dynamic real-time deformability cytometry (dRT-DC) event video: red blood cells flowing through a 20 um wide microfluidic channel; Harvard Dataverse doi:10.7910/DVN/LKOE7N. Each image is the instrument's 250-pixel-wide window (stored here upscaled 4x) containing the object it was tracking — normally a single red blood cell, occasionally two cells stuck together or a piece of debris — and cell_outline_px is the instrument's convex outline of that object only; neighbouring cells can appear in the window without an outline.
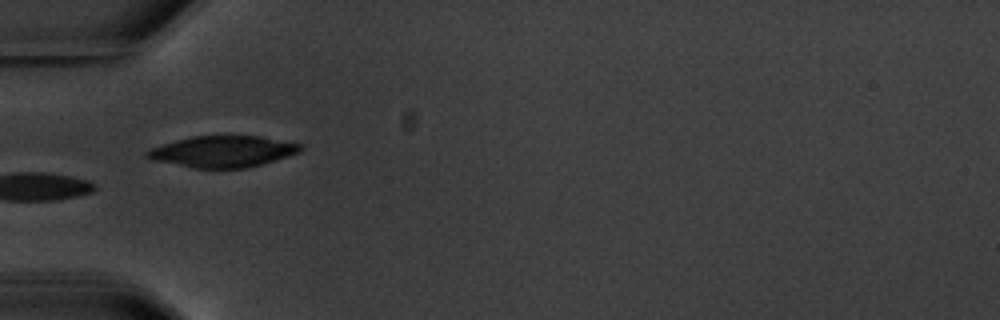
{"species": "common noctule bat (a hibernating species)", "species_latin": "Nyctalus noctula", "temperature_condition": "warm", "stored_images_in_passage": 10, "camera_frame_rate_fps": 3000, "um_per_image_px": 0.085, "animal": {"sex": "male", "body_mass_g": 20.1, "forearm_length_mm": 53.5}, "frame": {"image": 1, "passage_image": 6, "time_ms": 6.333, "image_size_px": [1000, 320], "cell_outline_px": [[304, 148], [300, 152], [288, 156], [248, 168], [192, 168], [152, 160], [144, 156], [144, 152], [152, 148], [176, 140], [192, 136], [260, 136], [304, 144]], "centroid_in_image_um": [18.96, 12.88], "position_along_channel_um": 66.0, "area_um2": 28.09}}